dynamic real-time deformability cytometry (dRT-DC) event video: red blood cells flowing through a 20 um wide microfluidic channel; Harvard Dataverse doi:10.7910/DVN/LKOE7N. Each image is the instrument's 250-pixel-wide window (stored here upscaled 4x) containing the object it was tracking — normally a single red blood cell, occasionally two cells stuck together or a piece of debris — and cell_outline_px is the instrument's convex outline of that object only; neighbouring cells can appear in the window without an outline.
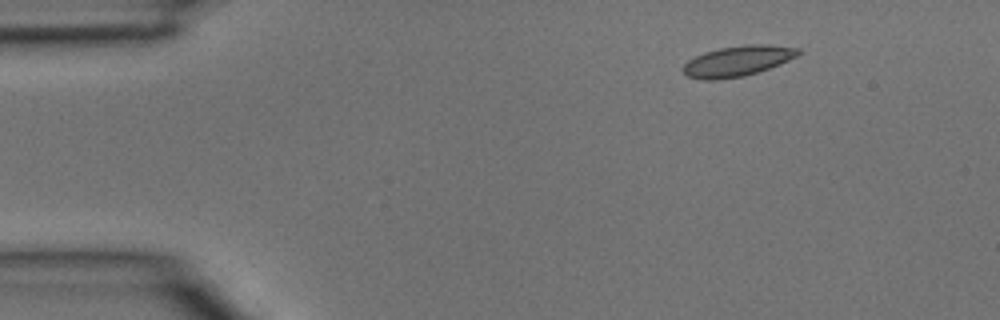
{"species": "common noctule bat (a hibernating species)", "species_latin": "Nyctalus noctula", "temperature_condition": "room temperature", "stored_images_in_passage": 4, "segment_of_instrument_passage": [2, 2], "camera_frame_rate_fps": 3000, "um_per_image_px": 0.085, "animal": {"sex": "male", "body_mass_g": 15.6}, "frame": {"image": 1, "passage_image": 4, "time_ms": 1.0, "image_size_px": [1000, 320], "cell_outline_px": [[800, 52], [796, 56], [780, 64], [744, 76], [716, 80], [704, 80], [688, 76], [684, 72], [684, 64], [688, 60], [704, 52], [720, 48], [744, 44], [768, 44], [800, 48]], "centroid_in_image_um": [62.7, 5.18], "position_along_channel_um": 22.3, "area_um2": 20.29}}